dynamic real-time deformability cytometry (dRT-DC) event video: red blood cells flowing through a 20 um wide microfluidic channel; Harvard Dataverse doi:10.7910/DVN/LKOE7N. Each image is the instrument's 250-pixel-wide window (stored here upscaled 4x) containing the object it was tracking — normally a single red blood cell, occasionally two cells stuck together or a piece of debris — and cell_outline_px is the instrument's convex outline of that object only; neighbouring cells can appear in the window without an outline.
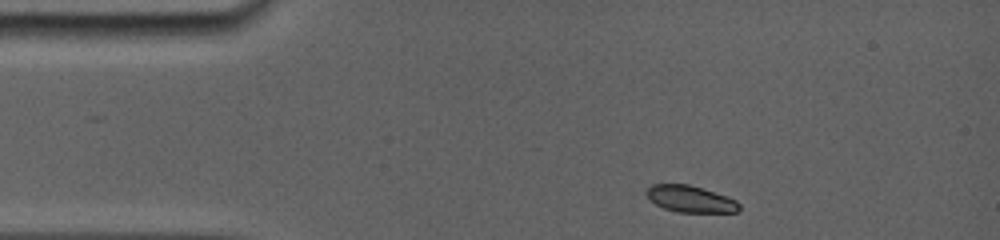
{"species": "common noctule bat (a hibernating species)", "species_latin": "Nyctalus noctula", "temperature_condition": "room temperature", "stored_images_in_passage": 3, "camera_frame_rate_fps": 5000, "um_per_image_px": 0.085, "animal": {"sex": "female", "body_mass_g": 19.0, "forearm_length_mm": 56.7}, "frame": {"image": 1, "passage_image": 1, "time_ms": 0.0, "image_size_px": [1000, 240], "cell_outline_px": [[740, 208], [736, 212], [676, 212], [664, 208], [648, 200], [644, 192], [652, 184], [688, 184], [728, 196], [736, 200], [740, 204]], "centroid_in_image_um": [58.66, 16.91], "position_along_channel_um": 26.3, "area_um2": 14.51}}